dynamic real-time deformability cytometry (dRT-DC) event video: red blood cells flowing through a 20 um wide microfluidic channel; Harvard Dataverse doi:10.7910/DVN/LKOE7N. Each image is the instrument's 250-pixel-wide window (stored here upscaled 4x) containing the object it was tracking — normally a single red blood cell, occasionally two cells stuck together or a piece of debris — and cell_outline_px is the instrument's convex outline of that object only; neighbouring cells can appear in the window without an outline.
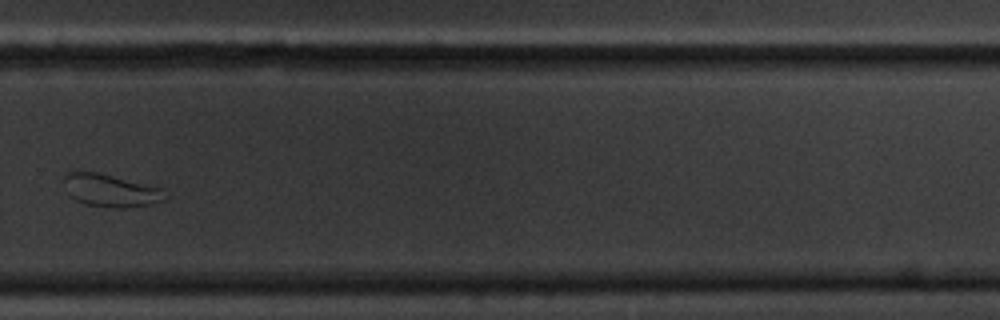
{"species": "common noctule bat (a hibernating species)", "species_latin": "Nyctalus noctula", "temperature_condition": "cold", "stored_images_in_passage": 14, "camera_frame_rate_fps": 3000, "um_per_image_px": 0.085, "animal": {"sex": "male", "body_mass_g": 20.1, "forearm_length_mm": 53.5}, "frame": {"image": 1, "passage_image": 10, "time_ms": 11.333, "image_size_px": [1000, 320], "cell_outline_px": [[168, 196], [164, 200], [152, 204], [124, 208], [116, 208], [88, 204], [76, 200], [68, 192], [64, 180], [64, 176], [68, 168], [96, 172], [160, 188]], "centroid_in_image_um": [9.35, 16.16], "position_along_channel_um": 320.4, "area_um2": 19.13}}